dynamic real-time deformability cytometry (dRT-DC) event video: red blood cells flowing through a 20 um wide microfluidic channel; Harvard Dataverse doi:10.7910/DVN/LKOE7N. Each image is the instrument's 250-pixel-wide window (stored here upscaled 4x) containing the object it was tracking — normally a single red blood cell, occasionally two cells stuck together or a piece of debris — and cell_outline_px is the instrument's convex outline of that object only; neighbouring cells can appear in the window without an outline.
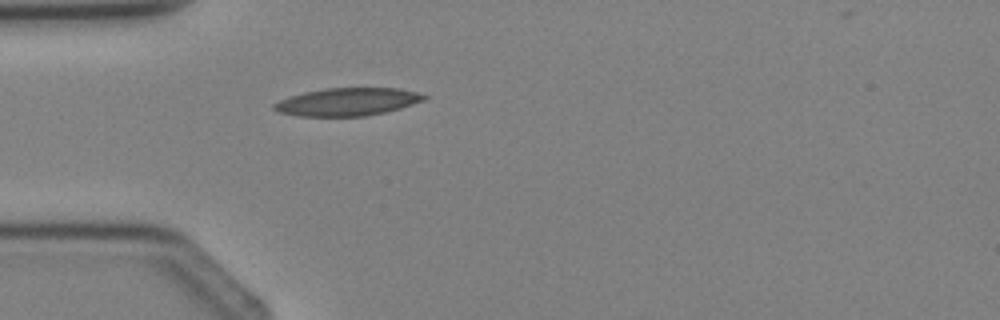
{"species": "Egyptian fruit bat (a non-hibernating species)", "species_latin": "Rousettus aegyptiacus", "temperature_condition": "cold", "stored_images_in_passage": 1, "camera_frame_rate_fps": 3000, "um_per_image_px": 0.085, "animal": {"sex": "female"}, "frame": {"image": 1, "passage_image": 1, "time_ms": 0.0, "image_size_px": [1000, 320], "cell_outline_px": [[428, 96], [424, 100], [400, 108], [384, 112], [364, 116], [296, 116], [280, 112], [272, 108], [272, 104], [288, 96], [304, 92], [324, 88], [396, 88], [416, 92]], "centroid_in_image_um": [29.49, 8.65], "position_along_channel_um": 55.5, "area_um2": 24.22}}